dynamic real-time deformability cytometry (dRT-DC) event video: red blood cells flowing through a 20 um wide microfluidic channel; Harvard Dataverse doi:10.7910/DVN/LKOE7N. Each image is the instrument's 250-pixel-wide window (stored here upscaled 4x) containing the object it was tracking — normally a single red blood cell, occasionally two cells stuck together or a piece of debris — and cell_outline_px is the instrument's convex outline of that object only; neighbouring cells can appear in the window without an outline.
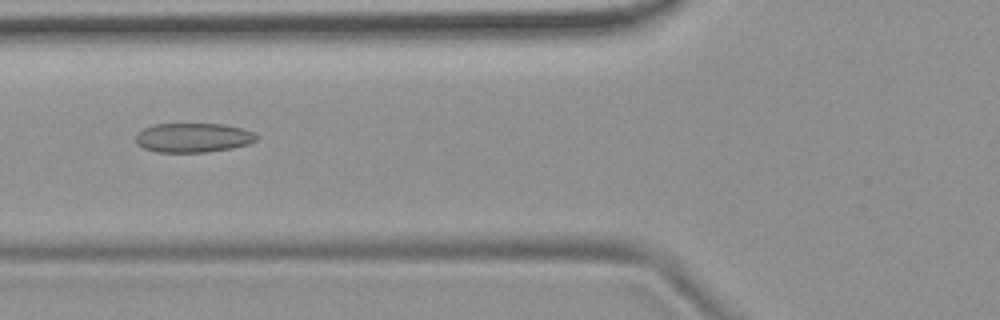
{"species": "common noctule bat (a hibernating species)", "species_latin": "Nyctalus noctula", "temperature_condition": "room temperature", "stored_images_in_passage": 42, "camera_frame_rate_fps": 3000, "um_per_image_px": 0.085, "animal": {"sex": "female", "body_mass_g": 19.9}, "frame": {"image": 1, "passage_image": 9, "time_ms": 2.667, "image_size_px": [1000, 320], "cell_outline_px": [[260, 136], [256, 140], [248, 144], [232, 148], [208, 152], [156, 152], [144, 148], [136, 144], [136, 132], [144, 128], [156, 124], [224, 124], [240, 128], [252, 132]], "centroid_in_image_um": [16.4, 11.7], "position_along_channel_um": 109.4, "area_um2": 20.69}}
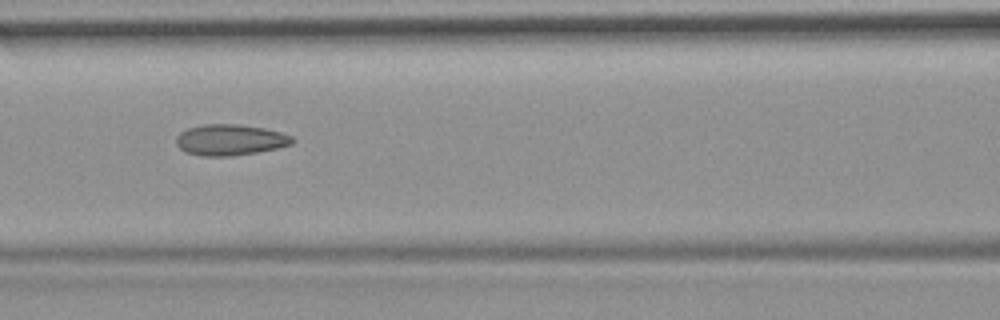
{"frame": {"image": 2, "passage_image": 12, "time_ms": 3.667, "image_size_px": [1000, 320], "cell_outline_px": [[296, 140], [292, 144], [276, 148], [256, 152], [232, 156], [200, 156], [184, 152], [176, 144], [176, 136], [180, 132], [188, 128], [204, 124], [240, 124], [264, 128], [280, 132], [292, 136]], "centroid_in_image_um": [19.54, 11.89], "position_along_channel_um": 147.1, "area_um2": 21.1}}
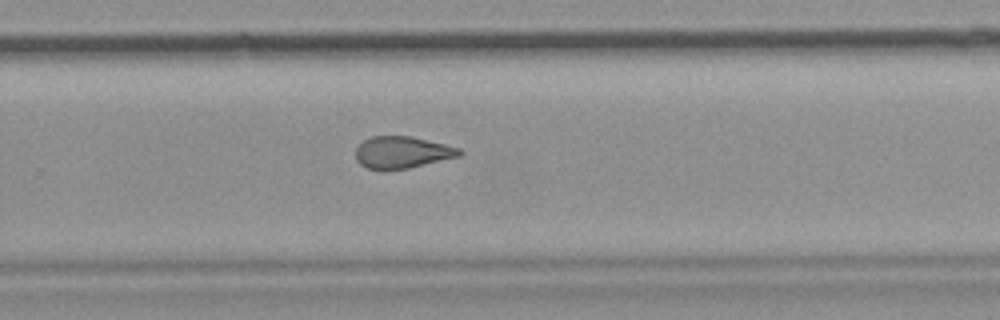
{"frame": {"image": 3, "passage_image": 24, "time_ms": 7.667, "image_size_px": [1000, 320], "cell_outline_px": [[464, 152], [460, 156], [408, 168], [368, 168], [360, 164], [356, 160], [356, 148], [364, 140], [372, 136], [412, 136], [460, 148]], "centroid_in_image_um": [34.21, 12.92], "position_along_channel_um": 295.6, "area_um2": 18.96}}